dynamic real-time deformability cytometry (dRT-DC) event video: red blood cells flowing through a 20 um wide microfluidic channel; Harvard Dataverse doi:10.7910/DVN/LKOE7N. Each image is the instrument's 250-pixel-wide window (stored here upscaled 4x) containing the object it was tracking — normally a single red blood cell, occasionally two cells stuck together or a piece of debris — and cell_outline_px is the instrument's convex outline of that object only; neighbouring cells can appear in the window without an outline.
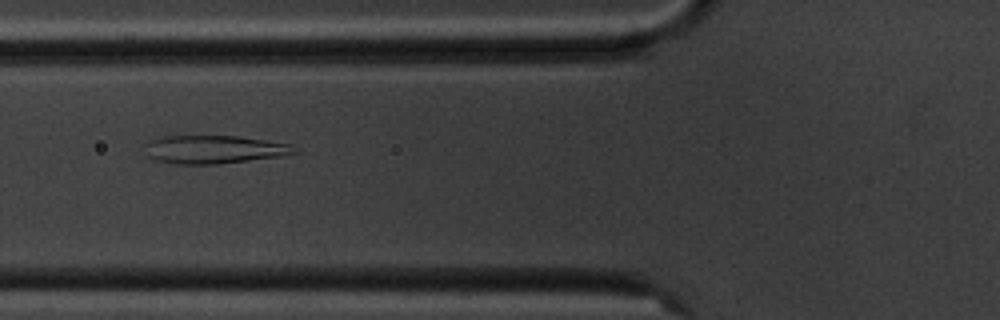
{"species": "common noctule bat (a hibernating species)", "species_latin": "Nyctalus noctula", "temperature_condition": "cold", "stored_images_in_passage": 55, "camera_frame_rate_fps": 3000, "um_per_image_px": 0.085, "animal": {"sex": "male", "body_mass_g": 20.1, "forearm_length_mm": 53.5}, "frame": {"image": 1, "passage_image": 21, "time_ms": 6.667, "image_size_px": [1000, 320], "cell_outline_px": [[300, 152], [280, 156], [216, 164], [176, 164], [156, 160], [148, 156], [144, 144], [148, 140], [164, 136], [240, 136], [288, 144]], "centroid_in_image_um": [18.14, 12.7], "position_along_channel_um": 107.7, "area_um2": 24.39}}
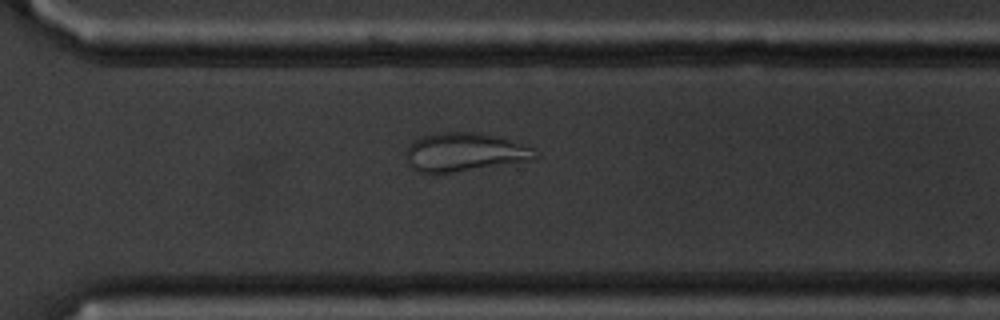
{"frame": {"image": 2, "passage_image": 40, "time_ms": 13.0, "image_size_px": [1000, 320], "cell_outline_px": [[540, 156], [528, 160], [452, 172], [416, 172], [408, 164], [408, 144], [424, 136], [444, 132], [476, 132], [500, 136], [532, 148]], "centroid_in_image_um": [39.49, 12.92], "position_along_channel_um": 331.1, "area_um2": 28.38}}
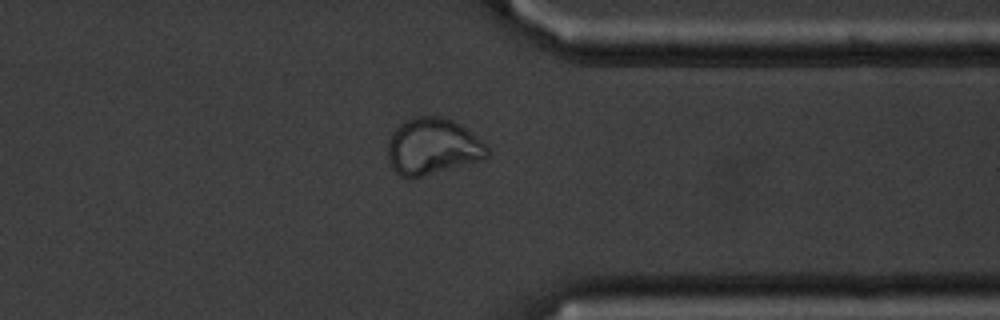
{"frame": {"image": 3, "passage_image": 44, "time_ms": 14.333, "image_size_px": [1000, 320], "cell_outline_px": [[492, 152], [488, 156], [476, 160], [420, 176], [400, 176], [392, 168], [388, 156], [388, 140], [396, 128], [400, 124], [416, 116], [440, 116], [452, 120], [460, 124], [484, 144]], "centroid_in_image_um": [36.74, 12.42], "position_along_channel_um": 374.7, "area_um2": 31.73}}